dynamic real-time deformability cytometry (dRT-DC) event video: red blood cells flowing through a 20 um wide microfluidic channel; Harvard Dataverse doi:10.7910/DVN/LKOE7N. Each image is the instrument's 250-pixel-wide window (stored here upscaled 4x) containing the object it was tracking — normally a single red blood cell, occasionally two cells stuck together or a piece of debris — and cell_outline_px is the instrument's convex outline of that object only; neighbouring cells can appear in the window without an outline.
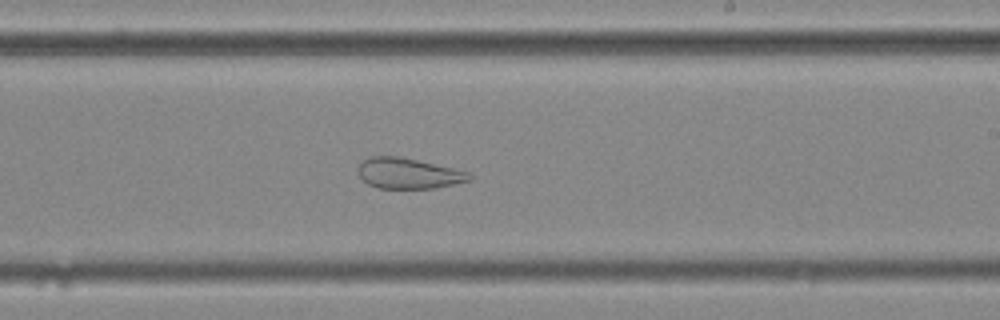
{"species": "common noctule bat (a hibernating species)", "species_latin": "Nyctalus noctula", "temperature_condition": "cold", "stored_images_in_passage": 55, "camera_frame_rate_fps": 3000, "um_per_image_px": 0.085, "animal": {"sex": "female", "body_mass_g": 25.1}, "frame": {"image": 1, "passage_image": 32, "time_ms": 10.333, "image_size_px": [1000, 320], "cell_outline_px": [[472, 180], [436, 188], [376, 188], [368, 184], [360, 176], [360, 164], [364, 160], [372, 156], [400, 156], [472, 172]], "centroid_in_image_um": [34.78, 14.74], "position_along_channel_um": 254.2, "area_um2": 19.83}}